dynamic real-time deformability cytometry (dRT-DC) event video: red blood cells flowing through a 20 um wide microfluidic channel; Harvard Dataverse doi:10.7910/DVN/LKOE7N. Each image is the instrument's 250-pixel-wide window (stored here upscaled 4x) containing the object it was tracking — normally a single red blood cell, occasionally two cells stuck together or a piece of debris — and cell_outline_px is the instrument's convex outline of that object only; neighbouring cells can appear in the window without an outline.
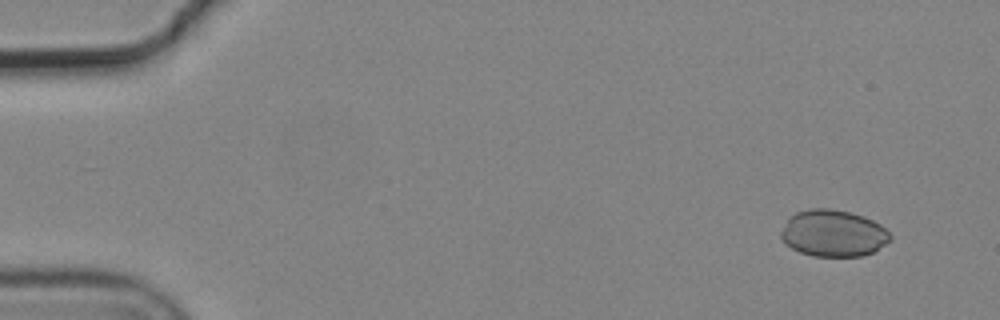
{"species": "common noctule bat (a hibernating species)", "species_latin": "Nyctalus noctula", "temperature_condition": "cold", "stored_images_in_passage": 7, "camera_frame_rate_fps": 3000, "um_per_image_px": 0.085, "animal": {"sex": "male", "body_mass_g": 19.2, "forearm_length_mm": 51.8}, "frame": {"image": 1, "passage_image": 1, "time_ms": 0.0, "image_size_px": [1000, 320], "cell_outline_px": [[892, 240], [872, 252], [864, 256], [812, 256], [800, 252], [792, 248], [780, 236], [780, 232], [788, 220], [796, 212], [808, 208], [828, 208], [848, 212], [864, 216], [880, 224], [892, 236]], "centroid_in_image_um": [70.85, 19.83], "position_along_channel_um": 14.2, "area_um2": 29.59}}